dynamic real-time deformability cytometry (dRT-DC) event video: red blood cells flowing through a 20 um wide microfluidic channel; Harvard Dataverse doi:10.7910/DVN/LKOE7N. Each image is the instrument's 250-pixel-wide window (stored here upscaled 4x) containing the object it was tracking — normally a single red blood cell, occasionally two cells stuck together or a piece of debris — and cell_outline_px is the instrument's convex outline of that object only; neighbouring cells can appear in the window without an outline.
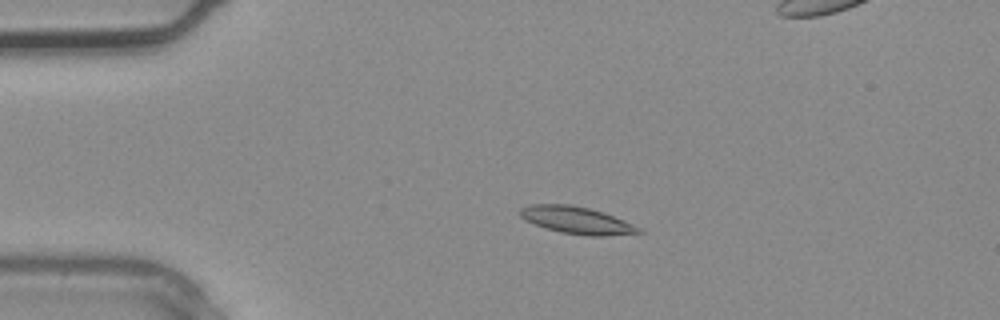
{"species": "common noctule bat (a hibernating species)", "species_latin": "Nyctalus noctula", "temperature_condition": "warm", "stored_images_in_passage": 5, "segment_of_instrument_passage": [1, 2], "camera_frame_rate_fps": 3000, "um_per_image_px": 0.085, "animal": {"sex": "male", "body_mass_g": 20.4}, "frame": {"image": 1, "passage_image": 2, "time_ms": 0.333, "image_size_px": [1000, 320], "cell_outline_px": [[644, 232], [604, 236], [588, 236], [560, 232], [524, 220], [520, 216], [520, 208], [528, 204], [572, 204], [604, 212], [624, 220], [640, 228]], "centroid_in_image_um": [49.01, 18.71], "position_along_channel_um": 36.0, "area_um2": 18.73}}
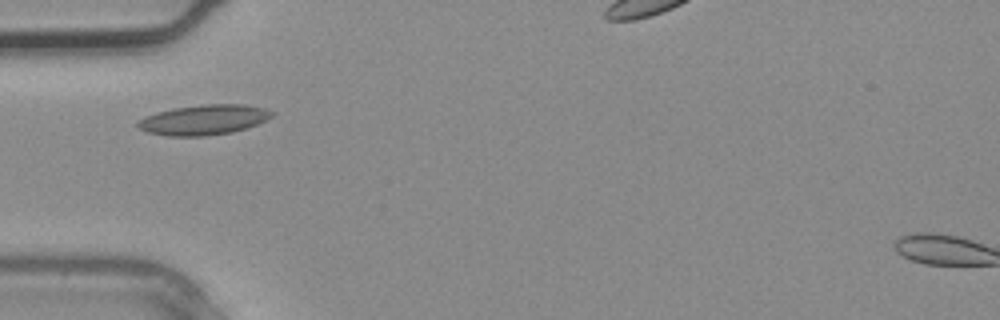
{"frame": {"image": 2, "passage_image": 4, "time_ms": 1.0, "image_size_px": [1000, 320], "cell_outline_px": [[276, 112], [272, 116], [256, 124], [232, 132], [204, 136], [168, 136], [148, 132], [140, 128], [136, 124], [144, 116], [156, 112], [176, 108], [200, 104], [244, 104], [264, 108]], "centroid_in_image_um": [17.32, 10.17], "position_along_channel_um": 67.7, "area_um2": 23.35}}